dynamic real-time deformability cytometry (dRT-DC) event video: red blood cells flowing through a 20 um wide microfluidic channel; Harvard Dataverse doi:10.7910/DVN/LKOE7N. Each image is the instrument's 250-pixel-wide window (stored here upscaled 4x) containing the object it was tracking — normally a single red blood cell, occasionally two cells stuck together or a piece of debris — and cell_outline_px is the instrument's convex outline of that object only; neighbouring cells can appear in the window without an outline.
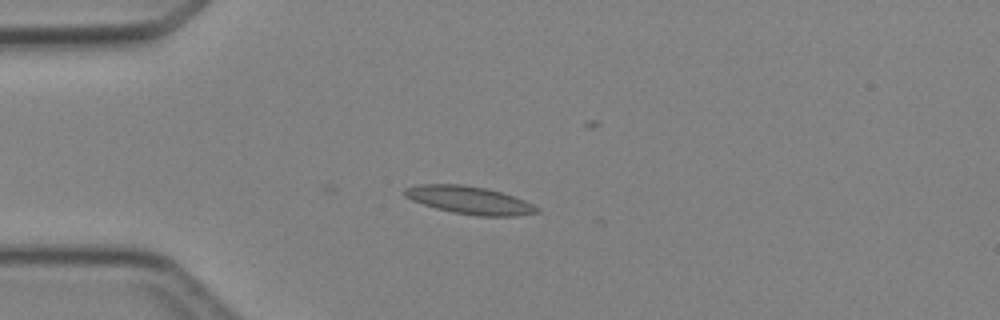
{"species": "Egyptian fruit bat (a non-hibernating species)", "species_latin": "Rousettus aegyptiacus", "temperature_condition": "cold", "stored_images_in_passage": 5, "camera_frame_rate_fps": 3000, "um_per_image_px": 0.085, "animal": {"sex": "female"}, "frame": {"image": 1, "passage_image": 4, "time_ms": 3.333, "image_size_px": [1000, 320], "cell_outline_px": [[540, 212], [516, 216], [476, 216], [452, 212], [436, 208], [412, 200], [404, 196], [404, 188], [420, 184], [460, 184], [484, 188], [500, 192], [524, 200], [540, 208]], "centroid_in_image_um": [39.9, 17.02], "position_along_channel_um": 45.1, "area_um2": 21.27}}